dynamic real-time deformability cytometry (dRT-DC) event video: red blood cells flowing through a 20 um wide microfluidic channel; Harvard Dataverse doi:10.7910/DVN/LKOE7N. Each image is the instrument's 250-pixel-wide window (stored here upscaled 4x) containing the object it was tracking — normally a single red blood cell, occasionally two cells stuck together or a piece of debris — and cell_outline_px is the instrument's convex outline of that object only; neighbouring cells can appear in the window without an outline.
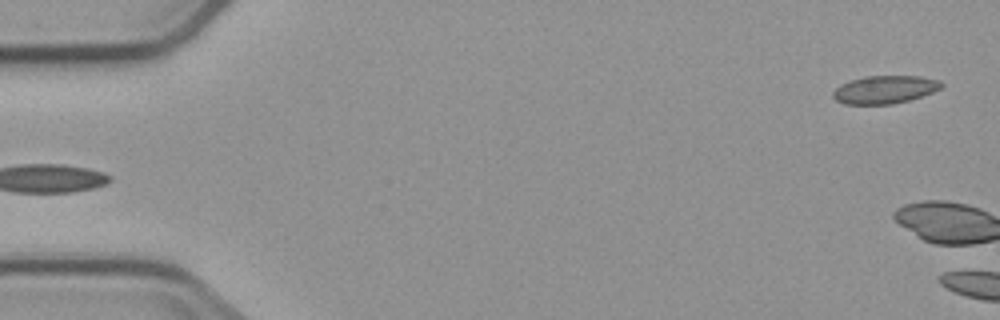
{"species": "common noctule bat (a hibernating species)", "species_latin": "Nyctalus noctula", "temperature_condition": "cold", "stored_images_in_passage": 5, "camera_frame_rate_fps": 3000, "um_per_image_px": 0.085, "animal": {"sex": "male", "body_mass_g": 23.1, "forearm_length_mm": 52.7}, "frame": {"image": 1, "passage_image": 5, "time_ms": 5.333, "image_size_px": [1000, 320], "cell_outline_px": [[944, 84], [940, 88], [932, 92], [908, 100], [892, 104], [844, 104], [836, 100], [832, 96], [832, 92], [840, 84], [864, 76], [920, 76], [940, 80]], "centroid_in_image_um": [75.19, 7.61], "position_along_channel_um": 9.8, "area_um2": 17.57}}